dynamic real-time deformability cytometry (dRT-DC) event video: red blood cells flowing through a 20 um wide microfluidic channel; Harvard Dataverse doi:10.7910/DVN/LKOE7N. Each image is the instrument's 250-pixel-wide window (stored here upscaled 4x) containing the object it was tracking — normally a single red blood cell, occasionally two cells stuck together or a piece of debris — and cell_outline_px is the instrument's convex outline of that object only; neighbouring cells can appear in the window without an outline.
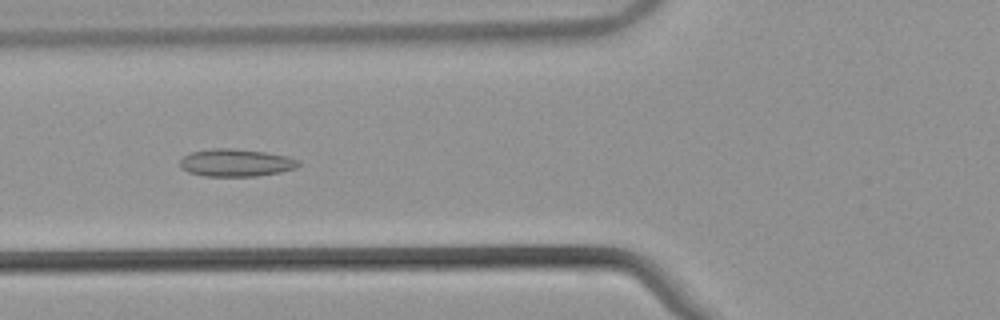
{"species": "common noctule bat (a hibernating species)", "species_latin": "Nyctalus noctula", "temperature_condition": "warm", "stored_images_in_passage": 38, "camera_frame_rate_fps": 3000, "um_per_image_px": 0.085, "animal": {"sex": "male", "body_mass_g": 21.5, "forearm_length_mm": 52.0}, "frame": {"image": 1, "passage_image": 5, "time_ms": 1.333, "image_size_px": [1000, 320], "cell_outline_px": [[300, 164], [296, 168], [280, 172], [256, 176], [204, 176], [188, 172], [180, 168], [180, 160], [188, 152], [212, 148], [232, 148], [264, 152], [288, 156], [300, 160]], "centroid_in_image_um": [20.04, 13.83], "position_along_channel_um": 105.8, "area_um2": 19.19}}
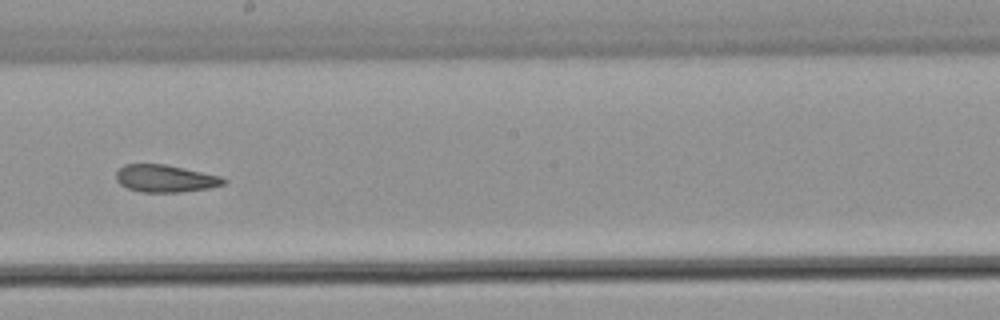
{"frame": {"image": 2, "passage_image": 15, "time_ms": 4.667, "image_size_px": [1000, 320], "cell_outline_px": [[228, 180], [224, 184], [208, 188], [180, 192], [140, 192], [128, 188], [120, 184], [116, 180], [116, 172], [124, 164], [164, 164], [184, 168], [220, 176]], "centroid_in_image_um": [14.03, 15.17], "position_along_channel_um": 234.2, "area_um2": 17.05}}
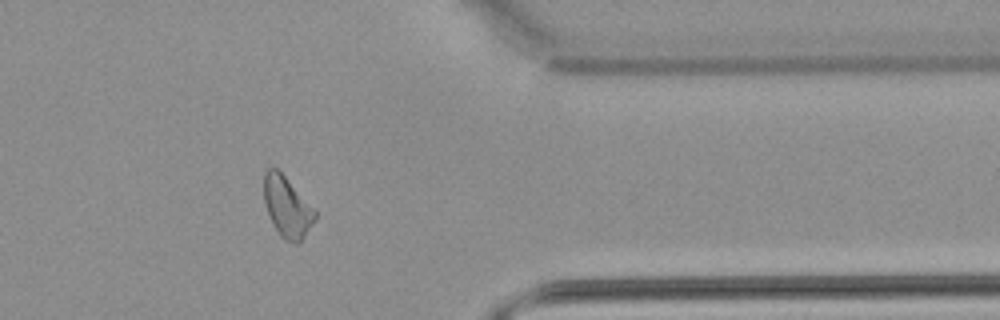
{"frame": {"image": 3, "passage_image": 28, "time_ms": 9.0, "image_size_px": [1000, 320], "cell_outline_px": [[316, 216], [312, 224], [300, 244], [296, 244], [280, 236], [272, 224], [264, 200], [264, 172], [268, 168], [276, 168], [284, 176], [316, 212]], "centroid_in_image_um": [24.38, 17.62], "position_along_channel_um": 387.0, "area_um2": 17.57}, "authors_computed_cell_mechanics": {"area_um2": 17.8602, "velocity_mm_per_s": 3.8561, "shape_relaxation_time_tau1_ms": null, "shape_relaxation_time_tau2_ms": 2.9464, "deformation_change_tau1": null, "deformation_change_tau2": 0.1013}}